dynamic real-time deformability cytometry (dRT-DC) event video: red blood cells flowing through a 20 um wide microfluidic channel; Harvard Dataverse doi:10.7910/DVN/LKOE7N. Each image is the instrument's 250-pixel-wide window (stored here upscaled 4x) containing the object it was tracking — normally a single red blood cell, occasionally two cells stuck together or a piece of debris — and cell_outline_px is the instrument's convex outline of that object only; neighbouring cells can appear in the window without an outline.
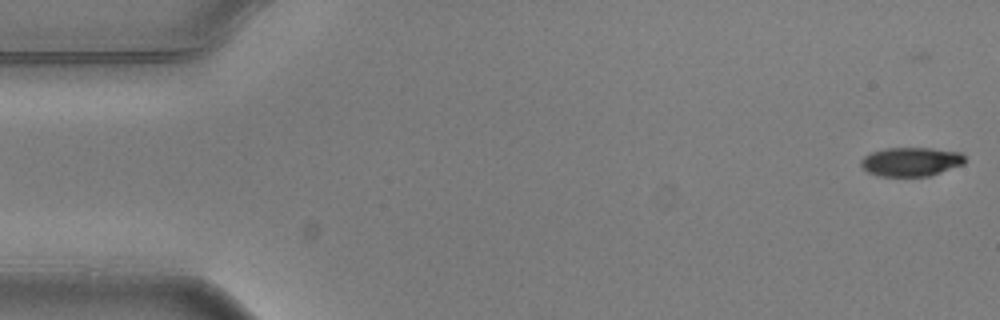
{"species": "common noctule bat (a hibernating species)", "species_latin": "Nyctalus noctula", "temperature_condition": "warm", "stored_images_in_passage": 4, "camera_frame_rate_fps": 3000, "um_per_image_px": 0.085, "animal": {"sex": "male", "body_mass_g": 20.5, "forearm_length_mm": 52.5}, "frame": {"image": 1, "passage_image": 1, "time_ms": 0.0, "image_size_px": [1000, 320], "cell_outline_px": [[964, 164], [928, 176], [876, 176], [868, 172], [860, 164], [860, 160], [864, 156], [872, 152], [888, 148], [932, 148], [960, 152], [964, 156]], "centroid_in_image_um": [77.41, 13.74], "position_along_channel_um": 7.6, "area_um2": 17.46}}